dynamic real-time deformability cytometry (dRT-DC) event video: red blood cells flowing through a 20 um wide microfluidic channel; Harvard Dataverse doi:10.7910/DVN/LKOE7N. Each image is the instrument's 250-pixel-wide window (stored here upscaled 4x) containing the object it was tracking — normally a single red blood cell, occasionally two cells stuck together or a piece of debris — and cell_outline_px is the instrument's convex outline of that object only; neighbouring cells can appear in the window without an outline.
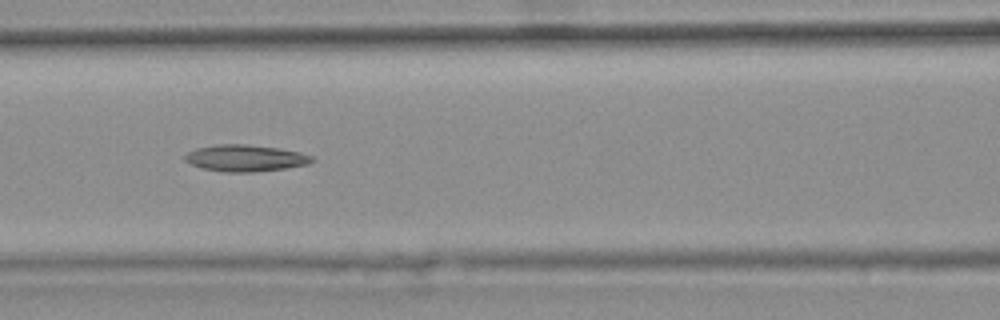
{"species": "common noctule bat (a hibernating species)", "species_latin": "Nyctalus noctula", "temperature_condition": "warm", "stored_images_in_passage": 8, "camera_frame_rate_fps": 3000, "um_per_image_px": 0.085, "animal": {"sex": "female", "body_mass_g": 25.1}, "frame": {"image": 1, "passage_image": 7, "time_ms": 2.0, "image_size_px": [1000, 320], "cell_outline_px": [[316, 160], [308, 164], [284, 168], [256, 172], [224, 172], [200, 168], [184, 160], [184, 156], [188, 152], [196, 148], [216, 144], [244, 144], [280, 148], [300, 152], [312, 156]], "centroid_in_image_um": [20.85, 13.44], "position_along_channel_um": 145.7, "area_um2": 19.83}}
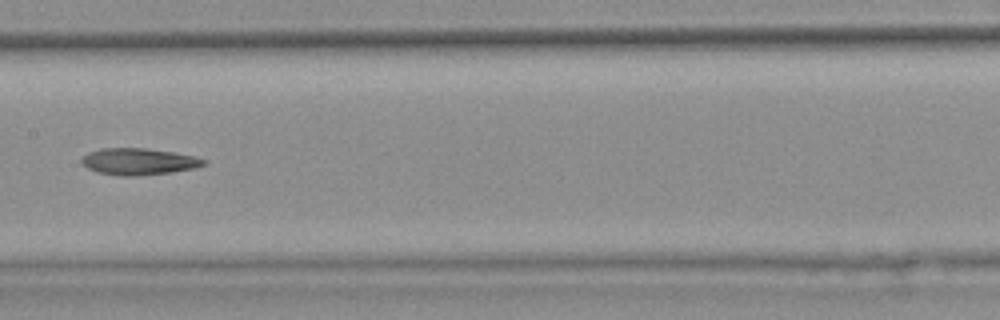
{"frame": {"image": 2, "passage_image": 8, "time_ms": 2.333, "image_size_px": [1000, 320], "cell_outline_px": [[208, 164], [196, 168], [172, 172], [136, 176], [120, 176], [96, 172], [88, 168], [80, 160], [88, 152], [100, 148], [144, 148], [172, 152], [196, 156], [208, 160]], "centroid_in_image_um": [11.83, 13.73], "position_along_channel_um": 195.6, "area_um2": 19.13}}